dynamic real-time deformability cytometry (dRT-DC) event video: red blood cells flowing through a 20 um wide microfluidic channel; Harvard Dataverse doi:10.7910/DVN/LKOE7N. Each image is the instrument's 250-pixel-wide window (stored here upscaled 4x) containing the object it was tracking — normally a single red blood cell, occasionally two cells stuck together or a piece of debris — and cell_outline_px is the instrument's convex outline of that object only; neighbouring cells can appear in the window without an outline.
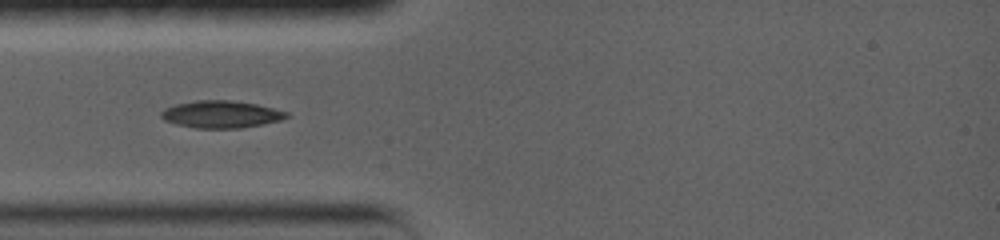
{"species": "common noctule bat (a hibernating species)", "species_latin": "Nyctalus noctula", "temperature_condition": "warm", "stored_images_in_passage": 41, "camera_frame_rate_fps": 5000, "um_per_image_px": 0.085, "animal": {"sex": "female", "body_mass_g": 19.0, "forearm_length_mm": 56.7}, "frame": {"image": 1, "passage_image": 1, "time_ms": 0.0, "image_size_px": [1000, 240], "cell_outline_px": [[288, 116], [280, 120], [240, 128], [196, 128], [176, 124], [164, 120], [160, 116], [160, 112], [164, 108], [176, 104], [196, 100], [232, 100], [256, 104], [288, 112]], "centroid_in_image_um": [18.74, 9.71], "position_along_channel_um": 66.3, "area_um2": 19.77}}
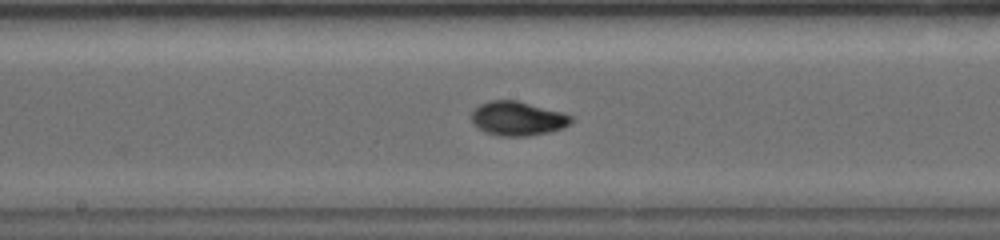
{"frame": {"image": 2, "passage_image": 13, "time_ms": 3.8, "image_size_px": [1000, 240], "cell_outline_px": [[572, 120], [564, 128], [548, 132], [528, 136], [500, 136], [484, 132], [472, 120], [472, 112], [480, 104], [488, 100], [516, 100], [560, 112], [572, 116]], "centroid_in_image_um": [43.99, 10.07], "position_along_channel_um": 204.2, "area_um2": 19.54}}
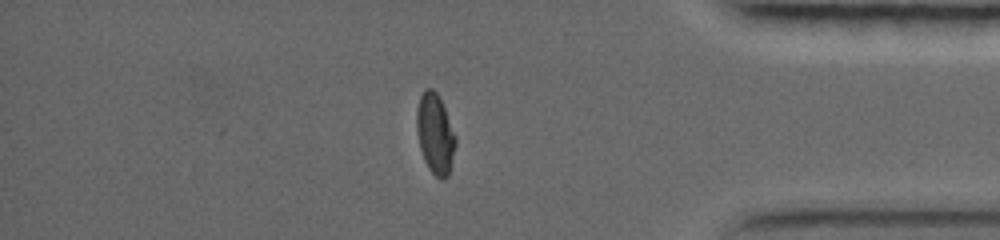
{"frame": {"image": 3, "passage_image": 30, "time_ms": 9.8, "image_size_px": [1000, 240], "cell_outline_px": [[456, 144], [448, 176], [440, 180], [428, 168], [424, 160], [420, 148], [416, 128], [416, 108], [420, 96], [424, 88], [432, 88], [436, 92], [444, 108], [456, 136]], "centroid_in_image_um": [36.97, 11.37], "position_along_channel_um": 398.2, "area_um2": 18.15}}